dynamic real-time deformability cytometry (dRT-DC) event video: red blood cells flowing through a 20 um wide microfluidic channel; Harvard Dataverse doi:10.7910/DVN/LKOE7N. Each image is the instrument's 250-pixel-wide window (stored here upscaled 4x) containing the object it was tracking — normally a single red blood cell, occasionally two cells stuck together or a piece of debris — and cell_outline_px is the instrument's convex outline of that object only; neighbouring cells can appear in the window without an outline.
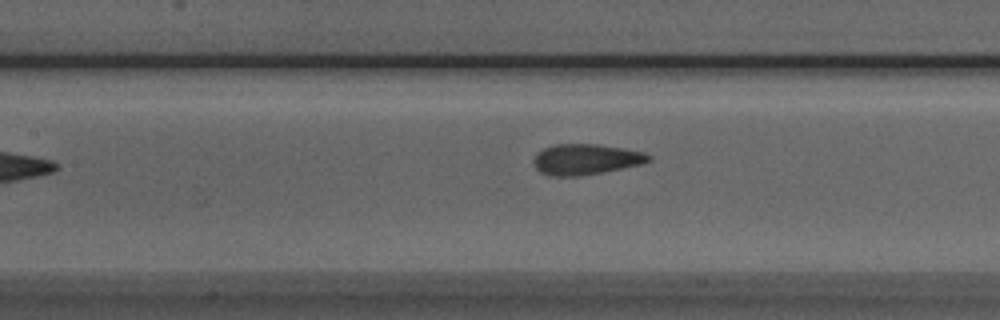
{"species": "Egyptian fruit bat (a non-hibernating species)", "species_latin": "Rousettus aegyptiacus", "temperature_condition": "room temperature", "stored_images_in_passage": 7, "camera_frame_rate_fps": 3000, "um_per_image_px": 0.085, "animal": {"sex": "male"}, "frame": {"image": 1, "passage_image": 6, "time_ms": 7.0, "image_size_px": [1000, 320], "cell_outline_px": [[652, 160], [640, 164], [580, 176], [548, 176], [540, 172], [536, 168], [532, 160], [536, 152], [544, 148], [556, 144], [596, 144], [624, 148], [644, 152], [652, 156]], "centroid_in_image_um": [49.76, 13.54], "position_along_channel_um": 157.6, "area_um2": 20.58}}